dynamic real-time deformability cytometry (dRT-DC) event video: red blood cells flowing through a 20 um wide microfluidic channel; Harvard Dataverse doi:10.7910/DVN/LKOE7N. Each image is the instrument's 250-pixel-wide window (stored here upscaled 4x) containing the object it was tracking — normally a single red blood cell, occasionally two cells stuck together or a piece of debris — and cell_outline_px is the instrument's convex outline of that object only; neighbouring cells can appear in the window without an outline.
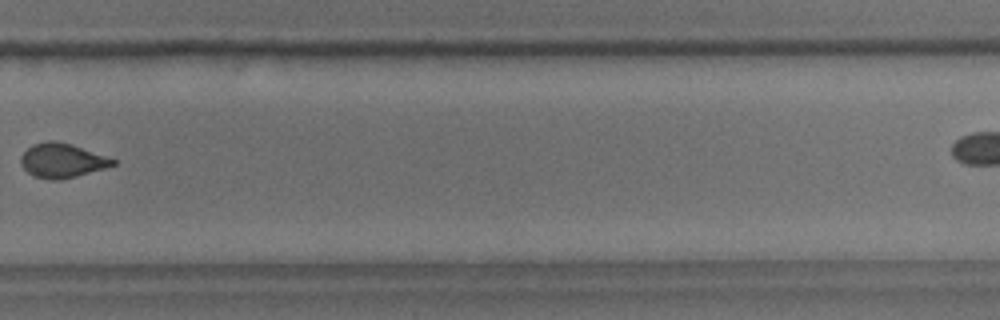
{"species": "common noctule bat (a hibernating species)", "species_latin": "Nyctalus noctula", "temperature_condition": "room temperature", "stored_images_in_passage": 13, "camera_frame_rate_fps": 3000, "um_per_image_px": 0.085, "animal": {"sex": "male", "body_mass_g": 18.8}, "frame": {"image": 1, "passage_image": 8, "time_ms": 8.333, "image_size_px": [1000, 320], "cell_outline_px": [[116, 164], [104, 168], [76, 176], [60, 180], [52, 180], [32, 176], [20, 164], [20, 156], [32, 144], [48, 140], [56, 140], [72, 144], [116, 160]], "centroid_in_image_um": [5.23, 13.64], "position_along_channel_um": 324.6, "area_um2": 18.38}}
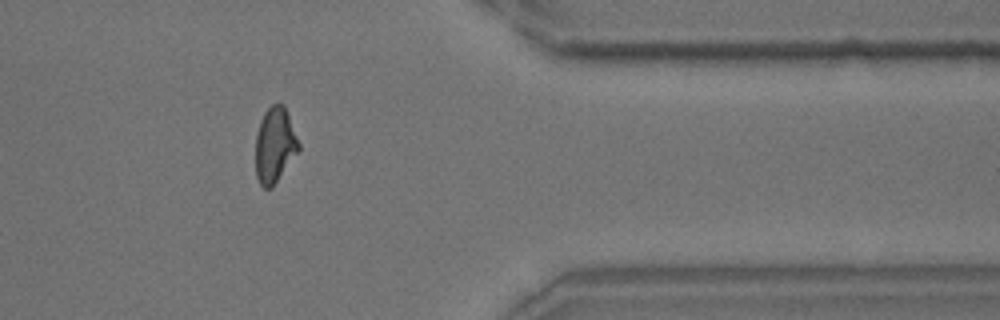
{"frame": {"image": 2, "passage_image": 11, "time_ms": 12.667, "image_size_px": [1000, 320], "cell_outline_px": [[300, 148], [272, 188], [264, 188], [260, 184], [256, 176], [256, 136], [260, 120], [264, 112], [272, 104], [284, 104], [300, 144]], "centroid_in_image_um": [23.35, 12.33], "position_along_channel_um": 388.0, "area_um2": 18.79}}
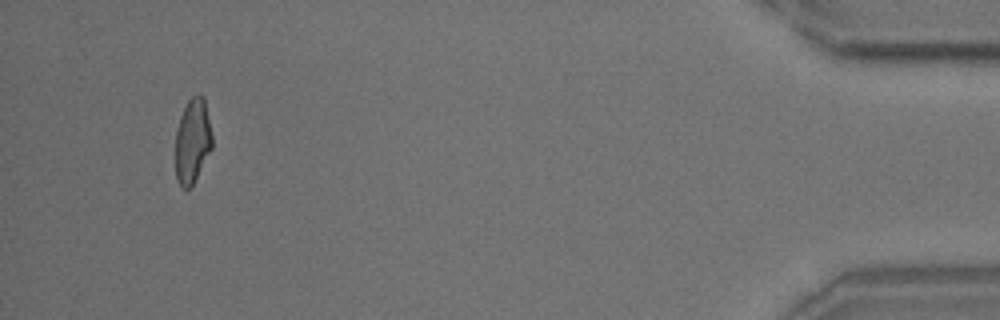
{"frame": {"image": 3, "passage_image": 13, "time_ms": 15.0, "image_size_px": [1000, 320], "cell_outline_px": [[212, 148], [192, 184], [188, 188], [180, 188], [176, 180], [176, 128], [180, 116], [188, 100], [196, 92], [204, 96], [212, 136]], "centroid_in_image_um": [16.35, 11.94], "position_along_channel_um": 418.8, "area_um2": 18.09}, "authors_computed_cell_mechanics": {"area_um2": 18.785, "velocity_mm_per_s": 3.7143, "shape_relaxation_time_tau1_ms": null, "shape_relaxation_time_tau2_ms": 2.1462, "deformation_change_tau1": null, "deformation_change_tau2": 0.0437}}